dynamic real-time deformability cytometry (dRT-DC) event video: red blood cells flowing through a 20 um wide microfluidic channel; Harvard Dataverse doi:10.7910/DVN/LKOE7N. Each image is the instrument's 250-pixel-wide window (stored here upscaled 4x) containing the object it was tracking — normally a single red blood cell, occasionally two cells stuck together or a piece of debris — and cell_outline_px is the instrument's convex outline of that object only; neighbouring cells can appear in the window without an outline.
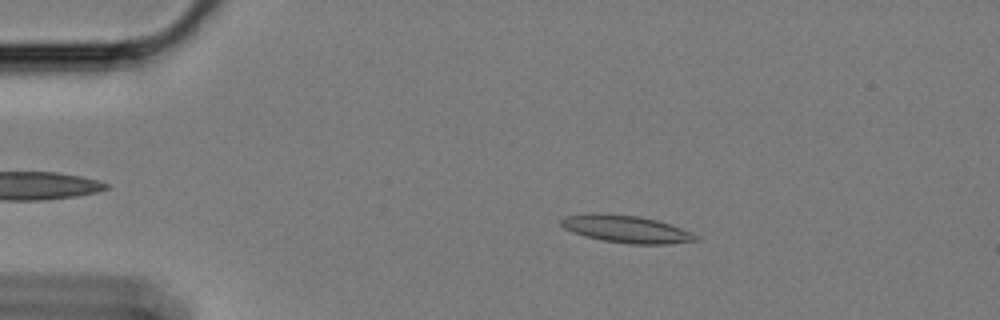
{"species": "Egyptian fruit bat (a non-hibernating species)", "species_latin": "Rousettus aegyptiacus", "temperature_condition": "cold", "stored_images_in_passage": 59, "camera_frame_rate_fps": 3000, "um_per_image_px": 0.085, "animal": {"sex": "female"}, "frame": {"image": 1, "passage_image": 11, "time_ms": 3.333, "image_size_px": [1000, 320], "cell_outline_px": [[700, 240], [668, 244], [632, 244], [604, 240], [584, 236], [572, 232], [564, 228], [560, 224], [560, 220], [564, 216], [592, 212], [636, 216], [656, 220], [692, 232], [700, 236]], "centroid_in_image_um": [53.21, 19.47], "position_along_channel_um": 31.8, "area_um2": 21.44}}
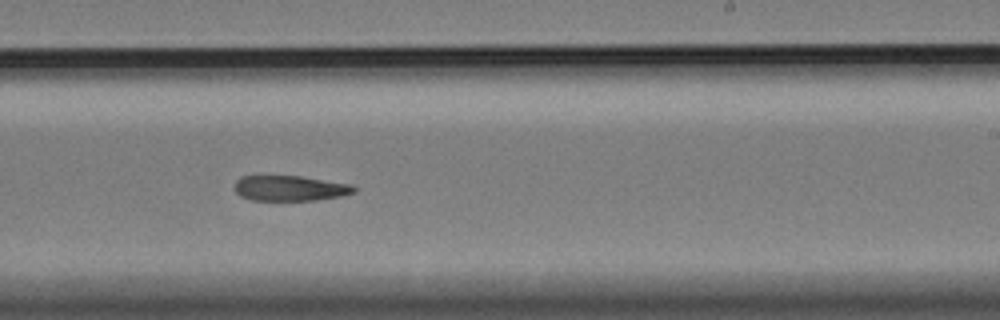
{"frame": {"image": 2, "passage_image": 36, "time_ms": 11.667, "image_size_px": [1000, 320], "cell_outline_px": [[356, 192], [340, 196], [316, 200], [252, 200], [240, 196], [236, 192], [236, 180], [240, 176], [300, 176], [352, 184], [356, 188]], "centroid_in_image_um": [24.67, 16.0], "position_along_channel_um": 264.3, "area_um2": 17.57}}
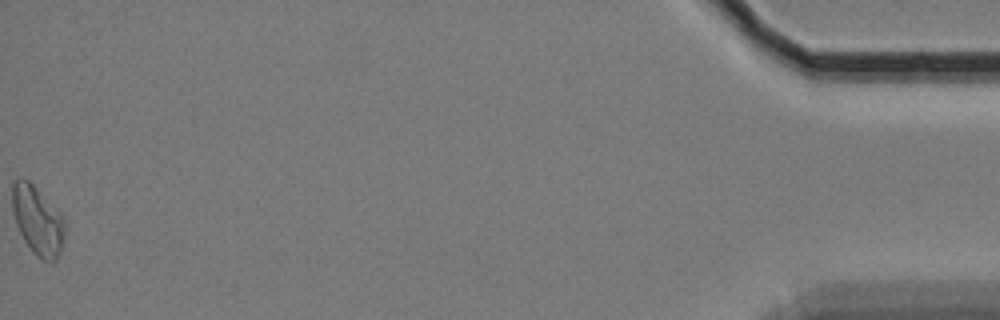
{"frame": {"image": 3, "passage_image": 59, "time_ms": 19.333, "image_size_px": [1000, 320], "cell_outline_px": [[64, 228], [60, 248], [56, 260], [52, 264], [36, 256], [32, 252], [24, 240], [16, 224], [12, 208], [12, 184], [16, 180], [28, 180], [36, 188], [64, 220]], "centroid_in_image_um": [3.15, 18.78], "position_along_channel_um": 432.0, "area_um2": 20.29}}